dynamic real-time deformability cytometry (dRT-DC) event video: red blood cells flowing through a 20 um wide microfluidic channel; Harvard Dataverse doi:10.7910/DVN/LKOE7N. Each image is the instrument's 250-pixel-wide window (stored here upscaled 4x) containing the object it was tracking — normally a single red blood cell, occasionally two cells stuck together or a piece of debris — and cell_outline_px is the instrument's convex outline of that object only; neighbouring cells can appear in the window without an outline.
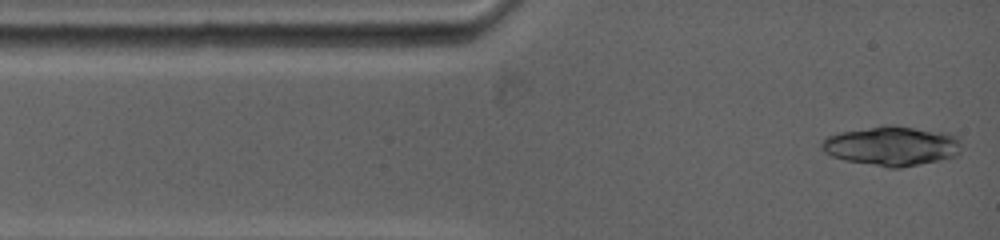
{"species": "common noctule bat (a hibernating species)", "species_latin": "Nyctalus noctula", "temperature_condition": "warm", "stored_images_in_passage": 4, "camera_frame_rate_fps": 5000, "um_per_image_px": 0.085, "animal": {"sex": "female", "body_mass_g": 19.0, "forearm_length_mm": 53.3}, "frame": {"image": 1, "passage_image": 1, "time_ms": 0.0, "image_size_px": [1000, 240], "cell_outline_px": [[960, 156], [900, 168], [888, 168], [844, 160], [832, 156], [824, 152], [820, 148], [820, 144], [828, 136], [840, 132], [888, 124], [892, 124], [948, 132], [960, 136]], "centroid_in_image_um": [75.85, 12.4], "position_along_channel_um": 9.1, "area_um2": 32.77}}